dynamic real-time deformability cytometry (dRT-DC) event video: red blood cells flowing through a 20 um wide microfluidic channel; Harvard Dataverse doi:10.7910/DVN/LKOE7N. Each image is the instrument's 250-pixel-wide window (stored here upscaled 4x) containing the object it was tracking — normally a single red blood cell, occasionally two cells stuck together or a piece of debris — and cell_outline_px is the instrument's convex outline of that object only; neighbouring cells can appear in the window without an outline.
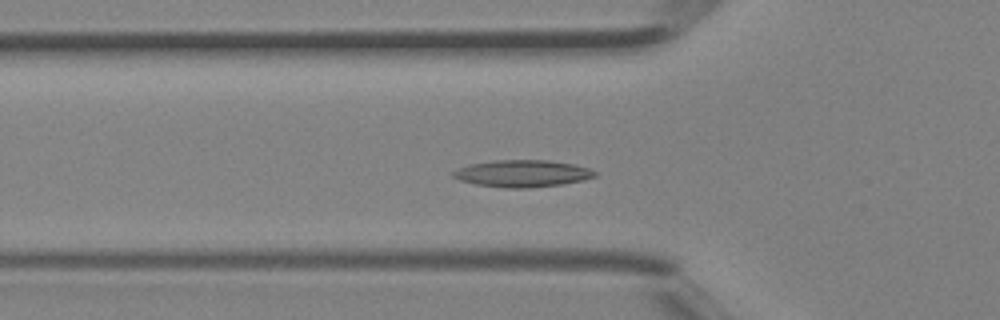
{"species": "Egyptian fruit bat (a non-hibernating species)", "species_latin": "Rousettus aegyptiacus", "temperature_condition": "room temperature", "stored_images_in_passage": 41, "camera_frame_rate_fps": 3000, "um_per_image_px": 0.085, "animal": {"sex": "female"}, "frame": {"image": 1, "passage_image": 13, "time_ms": 4.0, "image_size_px": [1000, 320], "cell_outline_px": [[596, 176], [584, 180], [560, 184], [532, 188], [504, 188], [476, 184], [460, 180], [452, 176], [452, 172], [460, 168], [472, 164], [492, 160], [548, 160], [572, 164], [588, 168], [596, 172]], "centroid_in_image_um": [44.41, 14.75], "position_along_channel_um": 81.4, "area_um2": 22.14}}
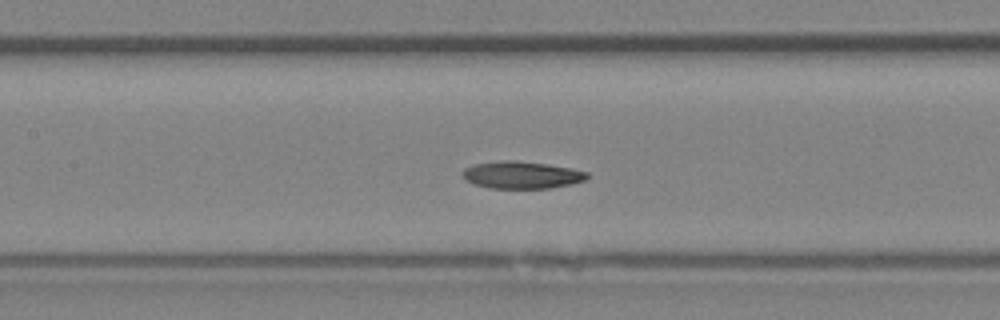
{"frame": {"image": 2, "passage_image": 18, "time_ms": 5.667, "image_size_px": [1000, 320], "cell_outline_px": [[588, 176], [584, 180], [572, 184], [548, 188], [488, 188], [476, 184], [468, 180], [460, 172], [464, 168], [472, 164], [500, 160], [516, 160], [548, 164], [572, 168], [588, 172]], "centroid_in_image_um": [44.33, 14.85], "position_along_channel_um": 163.1, "area_um2": 19.83}}
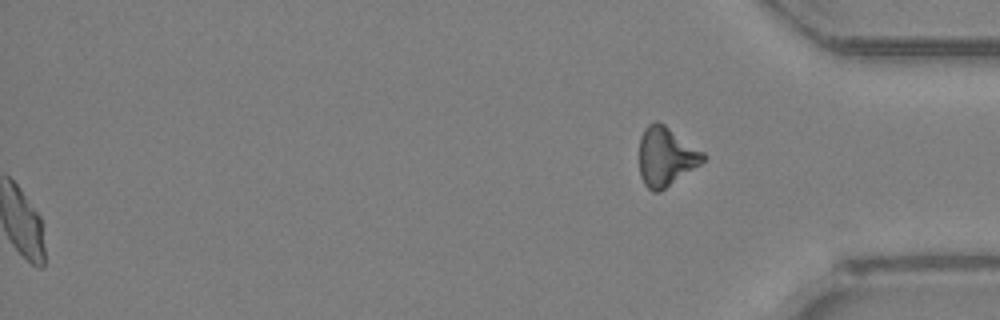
{"frame": {"image": 3, "passage_image": 41, "time_ms": 13.333, "image_size_px": [1000, 320], "cell_outline_px": [[704, 160], [700, 164], [660, 192], [652, 192], [644, 184], [640, 176], [640, 136], [644, 128], [648, 124], [656, 120], [664, 124], [704, 152]], "centroid_in_image_um": [56.58, 13.3], "position_along_channel_um": 378.6, "area_um2": 21.85}}